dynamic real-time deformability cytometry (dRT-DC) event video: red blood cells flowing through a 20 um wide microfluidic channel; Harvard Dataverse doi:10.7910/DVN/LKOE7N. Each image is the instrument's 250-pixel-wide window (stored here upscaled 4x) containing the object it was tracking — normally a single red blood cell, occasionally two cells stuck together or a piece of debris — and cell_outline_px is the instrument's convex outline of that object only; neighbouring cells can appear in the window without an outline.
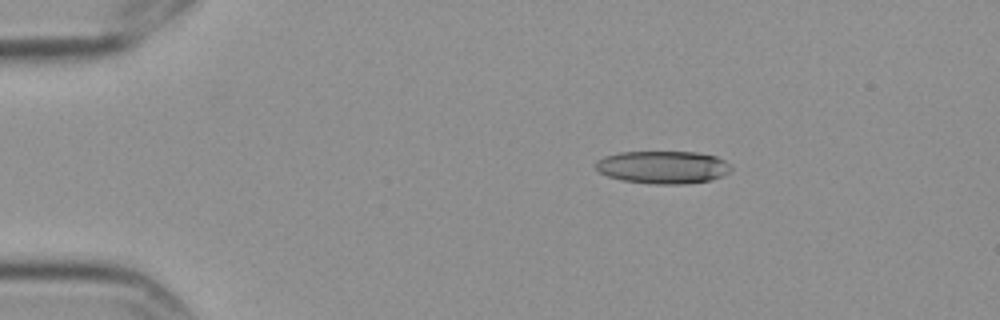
{"species": "Egyptian fruit bat (a non-hibernating species)", "species_latin": "Rousettus aegyptiacus", "temperature_condition": "cold", "stored_images_in_passage": 3, "camera_frame_rate_fps": 3000, "um_per_image_px": 0.085, "frame": {"image": 1, "passage_image": 1, "time_ms": 0.0, "image_size_px": [1000, 320], "cell_outline_px": [[732, 168], [728, 172], [712, 180], [684, 184], [652, 184], [620, 180], [608, 176], [600, 172], [596, 168], [596, 160], [604, 156], [620, 152], [696, 152], [716, 156], [724, 160]], "centroid_in_image_um": [56.33, 14.21], "position_along_channel_um": 28.7, "area_um2": 25.84}}